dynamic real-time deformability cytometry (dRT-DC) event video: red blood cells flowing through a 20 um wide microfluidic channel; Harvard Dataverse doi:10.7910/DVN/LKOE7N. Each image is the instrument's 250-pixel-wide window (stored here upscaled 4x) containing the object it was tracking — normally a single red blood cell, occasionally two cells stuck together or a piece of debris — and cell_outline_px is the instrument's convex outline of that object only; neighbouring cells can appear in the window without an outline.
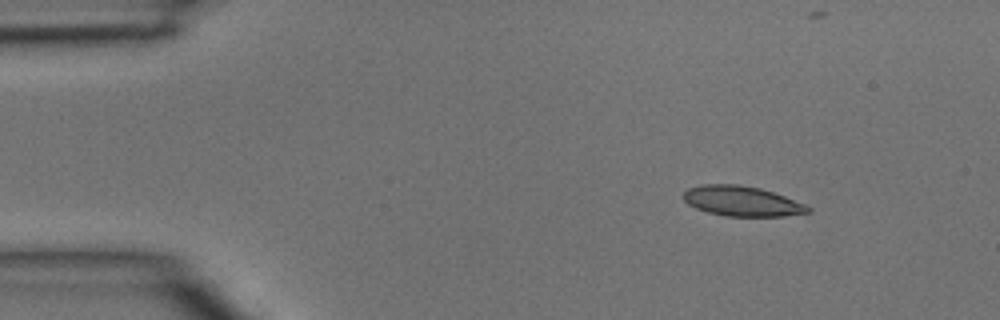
{"species": "common noctule bat (a hibernating species)", "species_latin": "Nyctalus noctula", "temperature_condition": "room temperature", "stored_images_in_passage": 4, "segment_of_instrument_passage": [2, 2], "camera_frame_rate_fps": 3000, "um_per_image_px": 0.085, "animal": {"sex": "male", "body_mass_g": 15.6}, "frame": {"image": 1, "passage_image": 4, "time_ms": 1.0, "image_size_px": [1000, 320], "cell_outline_px": [[812, 212], [784, 216], [724, 216], [708, 212], [696, 208], [688, 204], [684, 200], [684, 192], [688, 188], [700, 184], [736, 184], [760, 188], [808, 204], [812, 208]], "centroid_in_image_um": [63.1, 17.1], "position_along_channel_um": 21.9, "area_um2": 21.96}}